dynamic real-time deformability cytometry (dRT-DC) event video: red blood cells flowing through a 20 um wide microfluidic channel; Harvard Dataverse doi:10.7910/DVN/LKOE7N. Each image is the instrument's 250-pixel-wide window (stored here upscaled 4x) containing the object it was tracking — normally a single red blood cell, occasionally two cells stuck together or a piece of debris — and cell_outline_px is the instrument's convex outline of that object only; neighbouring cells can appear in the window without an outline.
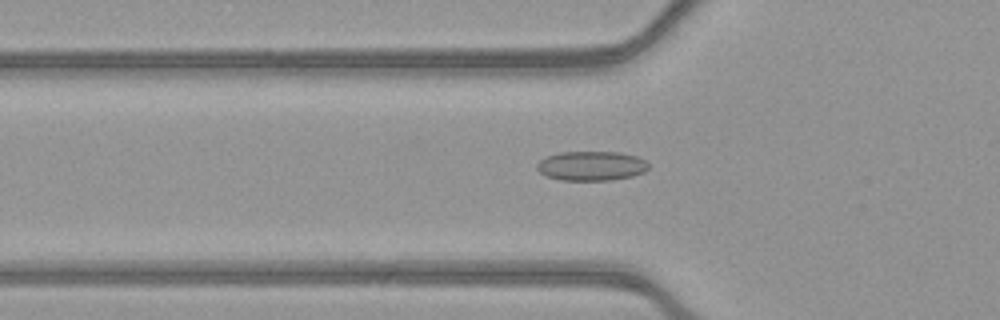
{"species": "common noctule bat (a hibernating species)", "species_latin": "Nyctalus noctula", "temperature_condition": "warm", "stored_images_in_passage": 53, "camera_frame_rate_fps": 3000, "um_per_image_px": 0.085, "animal": {"sex": "female", "body_mass_g": 21.9}, "frame": {"image": 1, "passage_image": 18, "time_ms": 5.667, "image_size_px": [1000, 320], "cell_outline_px": [[648, 168], [644, 172], [632, 176], [608, 180], [560, 180], [548, 176], [540, 172], [536, 168], [536, 164], [540, 160], [548, 156], [560, 152], [620, 152], [636, 156], [644, 160], [648, 164]], "centroid_in_image_um": [50.26, 14.1], "position_along_channel_um": 75.5, "area_um2": 19.02}}
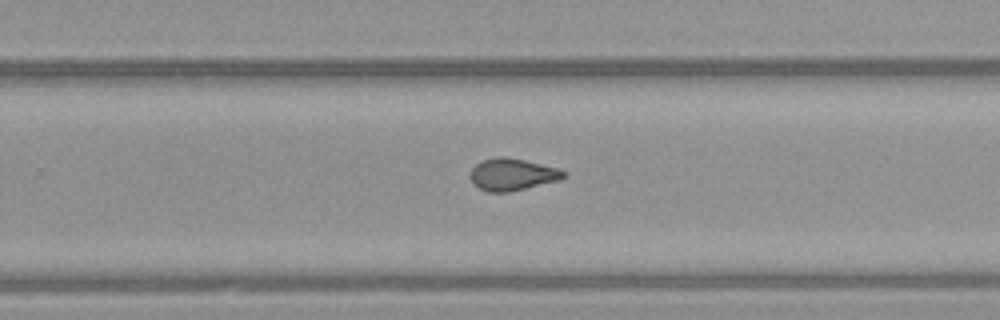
{"frame": {"image": 2, "passage_image": 34, "time_ms": 11.0, "image_size_px": [1000, 320], "cell_outline_px": [[568, 176], [560, 180], [508, 192], [488, 192], [472, 184], [472, 168], [480, 160], [500, 156], [504, 156], [524, 160], [556, 168], [564, 172]], "centroid_in_image_um": [43.54, 14.83], "position_along_channel_um": 286.3, "area_um2": 17.22}}
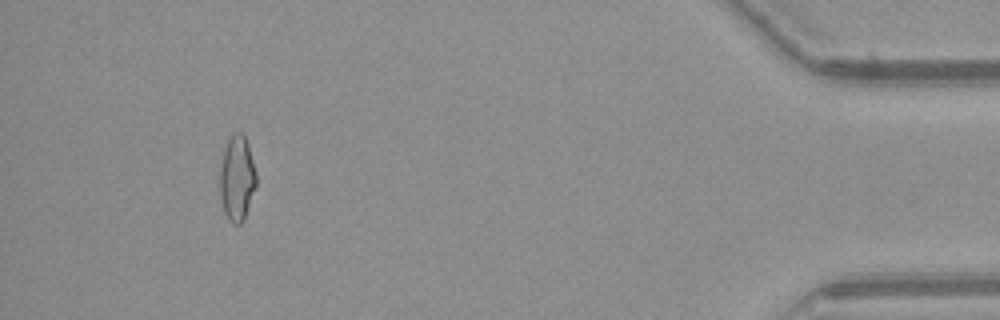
{"frame": {"image": 3, "passage_image": 49, "time_ms": 16.0, "image_size_px": [1000, 320], "cell_outline_px": [[256, 184], [244, 220], [240, 224], [232, 224], [228, 220], [224, 212], [220, 196], [220, 164], [224, 148], [228, 140], [236, 132], [244, 132], [248, 144], [256, 172]], "centroid_in_image_um": [20.14, 15.15], "position_along_channel_um": 415.1, "area_um2": 18.15}, "authors_computed_cell_mechanics": {"area_um2": 18.207, "velocity_mm_per_s": 3.9333, "shape_relaxation_time_tau1_ms": null, "shape_relaxation_time_tau2_ms": 2.0617, "deformation_change_tau1": null, "deformation_change_tau2": 0.0879}}